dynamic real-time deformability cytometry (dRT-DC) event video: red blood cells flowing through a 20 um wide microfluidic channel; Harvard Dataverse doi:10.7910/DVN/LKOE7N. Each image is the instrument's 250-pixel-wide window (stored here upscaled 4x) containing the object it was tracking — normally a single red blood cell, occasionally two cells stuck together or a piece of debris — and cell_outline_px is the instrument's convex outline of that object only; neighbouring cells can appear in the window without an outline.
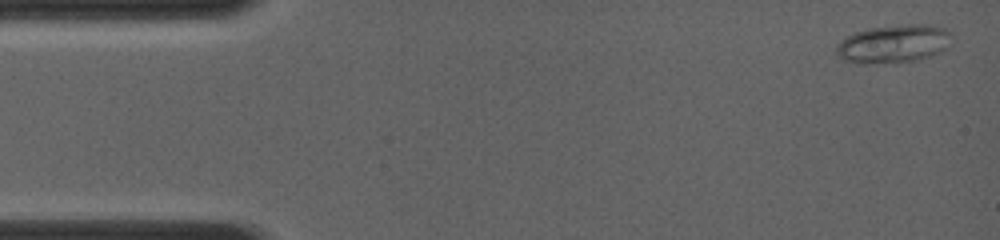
{"species": "common noctule bat (a hibernating species)", "species_latin": "Nyctalus noctula", "temperature_condition": "room temperature", "stored_images_in_passage": 8, "camera_frame_rate_fps": 4000, "um_per_image_px": 0.085, "animal": {"sex": "female", "body_mass_g": 19.0, "forearm_length_mm": 56.7}, "frame": {"image": 1, "passage_image": 1, "time_ms": 0.0, "image_size_px": [1000, 240], "cell_outline_px": [[948, 48], [932, 56], [916, 60], [864, 64], [860, 64], [844, 60], [836, 52], [836, 44], [848, 36], [856, 32], [868, 28], [908, 24], [928, 24], [944, 28], [948, 32]], "centroid_in_image_um": [75.93, 3.72], "position_along_channel_um": 9.1, "area_um2": 25.37}}
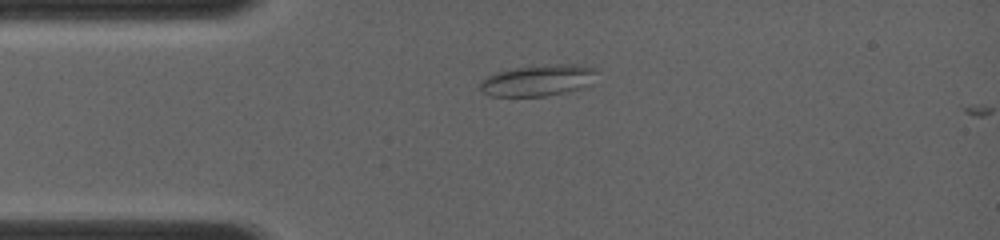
{"frame": {"image": 2, "passage_image": 7, "time_ms": 2.75, "image_size_px": [1000, 240], "cell_outline_px": [[596, 72], [588, 84], [584, 88], [544, 96], [488, 96], [480, 88], [480, 80], [496, 72], [516, 68], [560, 64], [580, 64], [596, 68]], "centroid_in_image_um": [45.71, 6.84], "position_along_channel_um": 39.3, "area_um2": 20.98}}